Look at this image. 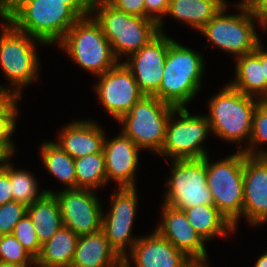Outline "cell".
Instances as JSON below:
<instances>
[{
    "mask_svg": "<svg viewBox=\"0 0 267 267\" xmlns=\"http://www.w3.org/2000/svg\"><path fill=\"white\" fill-rule=\"evenodd\" d=\"M162 205V218L155 230L188 258H207L206 242L190 225L184 210Z\"/></svg>",
    "mask_w": 267,
    "mask_h": 267,
    "instance_id": "cell-19",
    "label": "cell"
},
{
    "mask_svg": "<svg viewBox=\"0 0 267 267\" xmlns=\"http://www.w3.org/2000/svg\"><path fill=\"white\" fill-rule=\"evenodd\" d=\"M254 0H241L240 2H237L235 4H242V5H251Z\"/></svg>",
    "mask_w": 267,
    "mask_h": 267,
    "instance_id": "cell-47",
    "label": "cell"
},
{
    "mask_svg": "<svg viewBox=\"0 0 267 267\" xmlns=\"http://www.w3.org/2000/svg\"><path fill=\"white\" fill-rule=\"evenodd\" d=\"M18 97L8 87L0 84V115L17 99Z\"/></svg>",
    "mask_w": 267,
    "mask_h": 267,
    "instance_id": "cell-40",
    "label": "cell"
},
{
    "mask_svg": "<svg viewBox=\"0 0 267 267\" xmlns=\"http://www.w3.org/2000/svg\"><path fill=\"white\" fill-rule=\"evenodd\" d=\"M207 258H189V260L182 267H210Z\"/></svg>",
    "mask_w": 267,
    "mask_h": 267,
    "instance_id": "cell-41",
    "label": "cell"
},
{
    "mask_svg": "<svg viewBox=\"0 0 267 267\" xmlns=\"http://www.w3.org/2000/svg\"><path fill=\"white\" fill-rule=\"evenodd\" d=\"M62 2L68 5L80 18L91 15L93 0H62Z\"/></svg>",
    "mask_w": 267,
    "mask_h": 267,
    "instance_id": "cell-37",
    "label": "cell"
},
{
    "mask_svg": "<svg viewBox=\"0 0 267 267\" xmlns=\"http://www.w3.org/2000/svg\"><path fill=\"white\" fill-rule=\"evenodd\" d=\"M243 217L253 227L267 222V157H244Z\"/></svg>",
    "mask_w": 267,
    "mask_h": 267,
    "instance_id": "cell-16",
    "label": "cell"
},
{
    "mask_svg": "<svg viewBox=\"0 0 267 267\" xmlns=\"http://www.w3.org/2000/svg\"><path fill=\"white\" fill-rule=\"evenodd\" d=\"M260 99L245 95L233 88L229 83L208 101L207 116L210 130L221 140L239 144L251 138L253 116ZM244 140H247L244 142Z\"/></svg>",
    "mask_w": 267,
    "mask_h": 267,
    "instance_id": "cell-3",
    "label": "cell"
},
{
    "mask_svg": "<svg viewBox=\"0 0 267 267\" xmlns=\"http://www.w3.org/2000/svg\"><path fill=\"white\" fill-rule=\"evenodd\" d=\"M141 149L121 131L113 139L105 137L103 154L107 183L114 180L118 188H136V170Z\"/></svg>",
    "mask_w": 267,
    "mask_h": 267,
    "instance_id": "cell-17",
    "label": "cell"
},
{
    "mask_svg": "<svg viewBox=\"0 0 267 267\" xmlns=\"http://www.w3.org/2000/svg\"><path fill=\"white\" fill-rule=\"evenodd\" d=\"M171 162V175L165 182L164 204L180 210L214 204L207 185L206 157Z\"/></svg>",
    "mask_w": 267,
    "mask_h": 267,
    "instance_id": "cell-11",
    "label": "cell"
},
{
    "mask_svg": "<svg viewBox=\"0 0 267 267\" xmlns=\"http://www.w3.org/2000/svg\"><path fill=\"white\" fill-rule=\"evenodd\" d=\"M0 18L3 22L7 20V0H0Z\"/></svg>",
    "mask_w": 267,
    "mask_h": 267,
    "instance_id": "cell-43",
    "label": "cell"
},
{
    "mask_svg": "<svg viewBox=\"0 0 267 267\" xmlns=\"http://www.w3.org/2000/svg\"><path fill=\"white\" fill-rule=\"evenodd\" d=\"M263 48V44H260V61L263 66V76L266 79V93H267V50Z\"/></svg>",
    "mask_w": 267,
    "mask_h": 267,
    "instance_id": "cell-42",
    "label": "cell"
},
{
    "mask_svg": "<svg viewBox=\"0 0 267 267\" xmlns=\"http://www.w3.org/2000/svg\"><path fill=\"white\" fill-rule=\"evenodd\" d=\"M46 193H54L57 197L62 223L77 236L99 232L102 229L103 206L100 199L88 188H71L61 191L44 189Z\"/></svg>",
    "mask_w": 267,
    "mask_h": 267,
    "instance_id": "cell-13",
    "label": "cell"
},
{
    "mask_svg": "<svg viewBox=\"0 0 267 267\" xmlns=\"http://www.w3.org/2000/svg\"><path fill=\"white\" fill-rule=\"evenodd\" d=\"M204 56L173 41L167 52L159 100L176 108H185L201 89L205 72Z\"/></svg>",
    "mask_w": 267,
    "mask_h": 267,
    "instance_id": "cell-2",
    "label": "cell"
},
{
    "mask_svg": "<svg viewBox=\"0 0 267 267\" xmlns=\"http://www.w3.org/2000/svg\"><path fill=\"white\" fill-rule=\"evenodd\" d=\"M26 210L25 204L15 200L0 205V236L12 234Z\"/></svg>",
    "mask_w": 267,
    "mask_h": 267,
    "instance_id": "cell-34",
    "label": "cell"
},
{
    "mask_svg": "<svg viewBox=\"0 0 267 267\" xmlns=\"http://www.w3.org/2000/svg\"><path fill=\"white\" fill-rule=\"evenodd\" d=\"M176 107L155 96H143L118 122L121 132L140 149L158 154L164 144L167 125Z\"/></svg>",
    "mask_w": 267,
    "mask_h": 267,
    "instance_id": "cell-9",
    "label": "cell"
},
{
    "mask_svg": "<svg viewBox=\"0 0 267 267\" xmlns=\"http://www.w3.org/2000/svg\"><path fill=\"white\" fill-rule=\"evenodd\" d=\"M209 132L206 115H191L187 107L176 108L170 116L158 156L171 160L203 159L208 155L203 144Z\"/></svg>",
    "mask_w": 267,
    "mask_h": 267,
    "instance_id": "cell-10",
    "label": "cell"
},
{
    "mask_svg": "<svg viewBox=\"0 0 267 267\" xmlns=\"http://www.w3.org/2000/svg\"><path fill=\"white\" fill-rule=\"evenodd\" d=\"M228 6H225L199 32L207 37L208 45L210 43L216 45L237 58L252 53L262 42L255 27L258 20L251 6L234 4L240 13L233 15L226 14Z\"/></svg>",
    "mask_w": 267,
    "mask_h": 267,
    "instance_id": "cell-8",
    "label": "cell"
},
{
    "mask_svg": "<svg viewBox=\"0 0 267 267\" xmlns=\"http://www.w3.org/2000/svg\"><path fill=\"white\" fill-rule=\"evenodd\" d=\"M79 236L70 228H61L42 245L36 258L38 267H71Z\"/></svg>",
    "mask_w": 267,
    "mask_h": 267,
    "instance_id": "cell-25",
    "label": "cell"
},
{
    "mask_svg": "<svg viewBox=\"0 0 267 267\" xmlns=\"http://www.w3.org/2000/svg\"><path fill=\"white\" fill-rule=\"evenodd\" d=\"M184 212L190 225L206 243L215 236L223 238L236 231L214 204L190 207Z\"/></svg>",
    "mask_w": 267,
    "mask_h": 267,
    "instance_id": "cell-26",
    "label": "cell"
},
{
    "mask_svg": "<svg viewBox=\"0 0 267 267\" xmlns=\"http://www.w3.org/2000/svg\"><path fill=\"white\" fill-rule=\"evenodd\" d=\"M267 143V107L261 102L257 105L252 123L249 145L243 151L254 157H267V150L260 148ZM260 144V145H259ZM259 146V147H258Z\"/></svg>",
    "mask_w": 267,
    "mask_h": 267,
    "instance_id": "cell-30",
    "label": "cell"
},
{
    "mask_svg": "<svg viewBox=\"0 0 267 267\" xmlns=\"http://www.w3.org/2000/svg\"><path fill=\"white\" fill-rule=\"evenodd\" d=\"M83 120L72 121L64 125L55 142L73 159L103 153L106 131L93 120Z\"/></svg>",
    "mask_w": 267,
    "mask_h": 267,
    "instance_id": "cell-20",
    "label": "cell"
},
{
    "mask_svg": "<svg viewBox=\"0 0 267 267\" xmlns=\"http://www.w3.org/2000/svg\"><path fill=\"white\" fill-rule=\"evenodd\" d=\"M79 67L96 77L119 61L100 24L90 15L80 18L58 44Z\"/></svg>",
    "mask_w": 267,
    "mask_h": 267,
    "instance_id": "cell-5",
    "label": "cell"
},
{
    "mask_svg": "<svg viewBox=\"0 0 267 267\" xmlns=\"http://www.w3.org/2000/svg\"><path fill=\"white\" fill-rule=\"evenodd\" d=\"M111 195V208L105 215L103 212L101 230L111 247L124 259L140 238L131 233L138 207L137 190L136 188H118Z\"/></svg>",
    "mask_w": 267,
    "mask_h": 267,
    "instance_id": "cell-12",
    "label": "cell"
},
{
    "mask_svg": "<svg viewBox=\"0 0 267 267\" xmlns=\"http://www.w3.org/2000/svg\"><path fill=\"white\" fill-rule=\"evenodd\" d=\"M260 100L261 103L267 107V93Z\"/></svg>",
    "mask_w": 267,
    "mask_h": 267,
    "instance_id": "cell-48",
    "label": "cell"
},
{
    "mask_svg": "<svg viewBox=\"0 0 267 267\" xmlns=\"http://www.w3.org/2000/svg\"><path fill=\"white\" fill-rule=\"evenodd\" d=\"M188 260L182 251L153 230L152 234L140 236L123 259V267H131L130 262L135 267H182Z\"/></svg>",
    "mask_w": 267,
    "mask_h": 267,
    "instance_id": "cell-18",
    "label": "cell"
},
{
    "mask_svg": "<svg viewBox=\"0 0 267 267\" xmlns=\"http://www.w3.org/2000/svg\"><path fill=\"white\" fill-rule=\"evenodd\" d=\"M227 5L226 0H170L166 16L200 31Z\"/></svg>",
    "mask_w": 267,
    "mask_h": 267,
    "instance_id": "cell-23",
    "label": "cell"
},
{
    "mask_svg": "<svg viewBox=\"0 0 267 267\" xmlns=\"http://www.w3.org/2000/svg\"><path fill=\"white\" fill-rule=\"evenodd\" d=\"M174 41L159 32L140 50L130 55L124 64L131 70L141 92L159 99V86L170 44Z\"/></svg>",
    "mask_w": 267,
    "mask_h": 267,
    "instance_id": "cell-15",
    "label": "cell"
},
{
    "mask_svg": "<svg viewBox=\"0 0 267 267\" xmlns=\"http://www.w3.org/2000/svg\"><path fill=\"white\" fill-rule=\"evenodd\" d=\"M97 77L99 82L93 86L94 92L106 113L116 121L126 115L145 96L131 70L122 60Z\"/></svg>",
    "mask_w": 267,
    "mask_h": 267,
    "instance_id": "cell-14",
    "label": "cell"
},
{
    "mask_svg": "<svg viewBox=\"0 0 267 267\" xmlns=\"http://www.w3.org/2000/svg\"><path fill=\"white\" fill-rule=\"evenodd\" d=\"M10 158L8 157L4 161L1 168L9 175L13 200L29 206L40 199L46 191H39L37 178L34 177V174L24 169H15Z\"/></svg>",
    "mask_w": 267,
    "mask_h": 267,
    "instance_id": "cell-28",
    "label": "cell"
},
{
    "mask_svg": "<svg viewBox=\"0 0 267 267\" xmlns=\"http://www.w3.org/2000/svg\"><path fill=\"white\" fill-rule=\"evenodd\" d=\"M0 267H28V266H19L15 264H7V263L0 262Z\"/></svg>",
    "mask_w": 267,
    "mask_h": 267,
    "instance_id": "cell-46",
    "label": "cell"
},
{
    "mask_svg": "<svg viewBox=\"0 0 267 267\" xmlns=\"http://www.w3.org/2000/svg\"><path fill=\"white\" fill-rule=\"evenodd\" d=\"M22 98H17L1 115H0V149L8 156L13 157L15 154V144L12 141V135L16 129V121L19 115L18 103Z\"/></svg>",
    "mask_w": 267,
    "mask_h": 267,
    "instance_id": "cell-32",
    "label": "cell"
},
{
    "mask_svg": "<svg viewBox=\"0 0 267 267\" xmlns=\"http://www.w3.org/2000/svg\"><path fill=\"white\" fill-rule=\"evenodd\" d=\"M256 19L258 20V25H260L265 30L267 29V0H254L250 5Z\"/></svg>",
    "mask_w": 267,
    "mask_h": 267,
    "instance_id": "cell-39",
    "label": "cell"
},
{
    "mask_svg": "<svg viewBox=\"0 0 267 267\" xmlns=\"http://www.w3.org/2000/svg\"><path fill=\"white\" fill-rule=\"evenodd\" d=\"M39 148L41 162L48 173L62 182L65 189L76 188L75 159L55 142H42Z\"/></svg>",
    "mask_w": 267,
    "mask_h": 267,
    "instance_id": "cell-27",
    "label": "cell"
},
{
    "mask_svg": "<svg viewBox=\"0 0 267 267\" xmlns=\"http://www.w3.org/2000/svg\"><path fill=\"white\" fill-rule=\"evenodd\" d=\"M26 214L35 227L38 241L43 245L63 226L60 204L54 193H45L27 206Z\"/></svg>",
    "mask_w": 267,
    "mask_h": 267,
    "instance_id": "cell-24",
    "label": "cell"
},
{
    "mask_svg": "<svg viewBox=\"0 0 267 267\" xmlns=\"http://www.w3.org/2000/svg\"><path fill=\"white\" fill-rule=\"evenodd\" d=\"M9 175L0 168V205L13 201Z\"/></svg>",
    "mask_w": 267,
    "mask_h": 267,
    "instance_id": "cell-38",
    "label": "cell"
},
{
    "mask_svg": "<svg viewBox=\"0 0 267 267\" xmlns=\"http://www.w3.org/2000/svg\"><path fill=\"white\" fill-rule=\"evenodd\" d=\"M8 158V156L0 149V168L2 167L4 161Z\"/></svg>",
    "mask_w": 267,
    "mask_h": 267,
    "instance_id": "cell-45",
    "label": "cell"
},
{
    "mask_svg": "<svg viewBox=\"0 0 267 267\" xmlns=\"http://www.w3.org/2000/svg\"><path fill=\"white\" fill-rule=\"evenodd\" d=\"M246 155L244 151L238 150L215 162H211L206 156L207 185L213 203L234 229H237L242 217Z\"/></svg>",
    "mask_w": 267,
    "mask_h": 267,
    "instance_id": "cell-7",
    "label": "cell"
},
{
    "mask_svg": "<svg viewBox=\"0 0 267 267\" xmlns=\"http://www.w3.org/2000/svg\"><path fill=\"white\" fill-rule=\"evenodd\" d=\"M12 234L35 259L40 255L42 245L38 241L35 227L27 214L16 224Z\"/></svg>",
    "mask_w": 267,
    "mask_h": 267,
    "instance_id": "cell-33",
    "label": "cell"
},
{
    "mask_svg": "<svg viewBox=\"0 0 267 267\" xmlns=\"http://www.w3.org/2000/svg\"><path fill=\"white\" fill-rule=\"evenodd\" d=\"M235 77L229 84L245 95L261 99L266 94V79L260 61V45L235 59Z\"/></svg>",
    "mask_w": 267,
    "mask_h": 267,
    "instance_id": "cell-22",
    "label": "cell"
},
{
    "mask_svg": "<svg viewBox=\"0 0 267 267\" xmlns=\"http://www.w3.org/2000/svg\"><path fill=\"white\" fill-rule=\"evenodd\" d=\"M116 9L129 15L145 17V0H107Z\"/></svg>",
    "mask_w": 267,
    "mask_h": 267,
    "instance_id": "cell-36",
    "label": "cell"
},
{
    "mask_svg": "<svg viewBox=\"0 0 267 267\" xmlns=\"http://www.w3.org/2000/svg\"><path fill=\"white\" fill-rule=\"evenodd\" d=\"M71 267H123L102 230L79 236Z\"/></svg>",
    "mask_w": 267,
    "mask_h": 267,
    "instance_id": "cell-21",
    "label": "cell"
},
{
    "mask_svg": "<svg viewBox=\"0 0 267 267\" xmlns=\"http://www.w3.org/2000/svg\"><path fill=\"white\" fill-rule=\"evenodd\" d=\"M254 267H267V251L257 258Z\"/></svg>",
    "mask_w": 267,
    "mask_h": 267,
    "instance_id": "cell-44",
    "label": "cell"
},
{
    "mask_svg": "<svg viewBox=\"0 0 267 267\" xmlns=\"http://www.w3.org/2000/svg\"><path fill=\"white\" fill-rule=\"evenodd\" d=\"M0 262L19 266L36 265V259L13 234L0 236Z\"/></svg>",
    "mask_w": 267,
    "mask_h": 267,
    "instance_id": "cell-31",
    "label": "cell"
},
{
    "mask_svg": "<svg viewBox=\"0 0 267 267\" xmlns=\"http://www.w3.org/2000/svg\"><path fill=\"white\" fill-rule=\"evenodd\" d=\"M170 0H145V18L154 20L159 25V32L164 33L162 18L167 14Z\"/></svg>",
    "mask_w": 267,
    "mask_h": 267,
    "instance_id": "cell-35",
    "label": "cell"
},
{
    "mask_svg": "<svg viewBox=\"0 0 267 267\" xmlns=\"http://www.w3.org/2000/svg\"><path fill=\"white\" fill-rule=\"evenodd\" d=\"M91 15L100 24L119 62L121 56L128 58L159 33V25L154 20L129 15L107 0H93Z\"/></svg>",
    "mask_w": 267,
    "mask_h": 267,
    "instance_id": "cell-4",
    "label": "cell"
},
{
    "mask_svg": "<svg viewBox=\"0 0 267 267\" xmlns=\"http://www.w3.org/2000/svg\"><path fill=\"white\" fill-rule=\"evenodd\" d=\"M79 19L62 0H7V20L43 45H58Z\"/></svg>",
    "mask_w": 267,
    "mask_h": 267,
    "instance_id": "cell-1",
    "label": "cell"
},
{
    "mask_svg": "<svg viewBox=\"0 0 267 267\" xmlns=\"http://www.w3.org/2000/svg\"><path fill=\"white\" fill-rule=\"evenodd\" d=\"M75 171L76 188L97 190L108 184L103 153L89 154L75 159Z\"/></svg>",
    "mask_w": 267,
    "mask_h": 267,
    "instance_id": "cell-29",
    "label": "cell"
},
{
    "mask_svg": "<svg viewBox=\"0 0 267 267\" xmlns=\"http://www.w3.org/2000/svg\"><path fill=\"white\" fill-rule=\"evenodd\" d=\"M1 24L0 68L9 80L11 91L22 98V88L30 86L39 77V58L32 36L17 30L8 20Z\"/></svg>",
    "mask_w": 267,
    "mask_h": 267,
    "instance_id": "cell-6",
    "label": "cell"
}]
</instances>
